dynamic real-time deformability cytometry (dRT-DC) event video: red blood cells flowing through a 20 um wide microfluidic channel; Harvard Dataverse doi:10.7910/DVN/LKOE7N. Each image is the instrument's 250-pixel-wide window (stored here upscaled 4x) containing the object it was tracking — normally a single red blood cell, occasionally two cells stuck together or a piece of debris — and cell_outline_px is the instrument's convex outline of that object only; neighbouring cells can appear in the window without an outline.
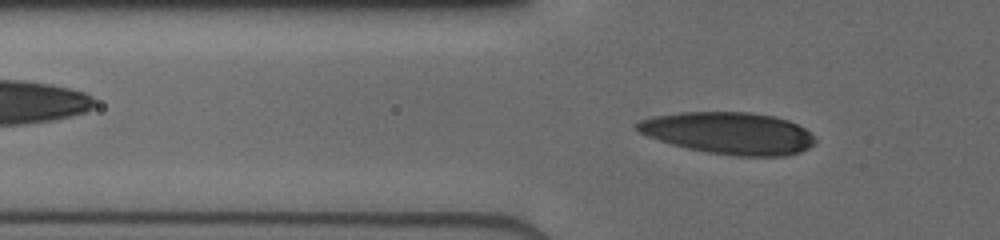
{"species": "human", "species_latin": "Homo sapiens", "temperature_condition": "cold", "stored_images_in_passage": 42, "camera_frame_rate_fps": 3000, "um_per_image_px": 0.085, "donor": {"sex": "male"}, "frame": {"image": 1, "passage_image": 15, "time_ms": 5.667, "image_size_px": [1000, 240], "cell_outline_px": [[816, 140], [808, 148], [800, 152], [784, 156], [740, 156], [708, 152], [688, 148], [672, 144], [648, 136], [632, 128], [632, 124], [640, 120], [652, 116], [680, 112], [752, 112], [776, 116], [788, 120], [804, 128]], "centroid_in_image_um": [61.91, 11.3], "position_along_channel_um": 63.9, "area_um2": 43.52}}
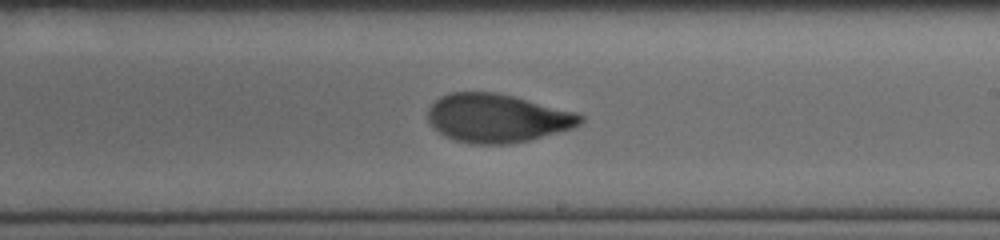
{"frame": {"image": 2, "passage_image": 28, "time_ms": 10.333, "image_size_px": [1000, 240], "cell_outline_px": [[584, 120], [580, 124], [572, 128], [532, 140], [512, 144], [472, 144], [456, 140], [444, 136], [432, 128], [428, 120], [428, 108], [440, 96], [448, 92], [496, 92], [576, 112], [584, 116]], "centroid_in_image_um": [42.25, 10.05], "position_along_channel_um": 246.8, "area_um2": 43.35}}
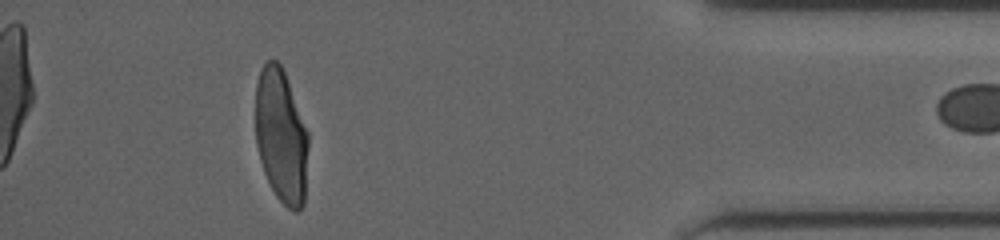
{"frame": {"image": 3, "passage_image": 41, "time_ms": 15.333, "image_size_px": [1000, 240], "cell_outline_px": [[308, 148], [304, 204], [296, 212], [292, 212], [276, 196], [264, 172], [260, 160], [256, 144], [256, 84], [260, 68], [268, 60], [276, 60], [280, 64], [284, 72], [308, 132]], "centroid_in_image_um": [23.89, 11.57], "position_along_channel_um": 411.3, "area_um2": 41.15}}